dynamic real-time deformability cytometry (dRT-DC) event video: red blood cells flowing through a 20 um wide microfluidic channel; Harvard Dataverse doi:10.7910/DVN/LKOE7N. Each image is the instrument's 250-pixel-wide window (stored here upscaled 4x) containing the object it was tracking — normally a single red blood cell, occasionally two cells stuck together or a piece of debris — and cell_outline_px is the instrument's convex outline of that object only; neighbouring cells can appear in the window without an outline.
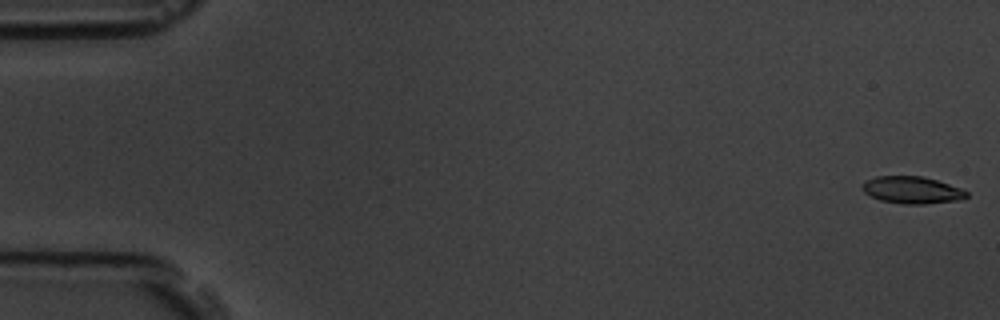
{"species": "common noctule bat (a hibernating species)", "species_latin": "Nyctalus noctula", "temperature_condition": "room temperature", "stored_images_in_passage": 6, "camera_frame_rate_fps": 3000, "um_per_image_px": 0.085, "animal": {"sex": "male", "body_mass_g": 19.5, "forearm_length_mm": 54.6}, "frame": {"image": 1, "passage_image": 1, "time_ms": 0.0, "image_size_px": [1000, 320], "cell_outline_px": [[968, 196], [964, 200], [924, 204], [904, 204], [880, 200], [864, 192], [860, 188], [864, 180], [876, 176], [924, 176], [960, 188], [968, 192]], "centroid_in_image_um": [77.52, 16.15], "position_along_channel_um": 7.5, "area_um2": 16.65}}